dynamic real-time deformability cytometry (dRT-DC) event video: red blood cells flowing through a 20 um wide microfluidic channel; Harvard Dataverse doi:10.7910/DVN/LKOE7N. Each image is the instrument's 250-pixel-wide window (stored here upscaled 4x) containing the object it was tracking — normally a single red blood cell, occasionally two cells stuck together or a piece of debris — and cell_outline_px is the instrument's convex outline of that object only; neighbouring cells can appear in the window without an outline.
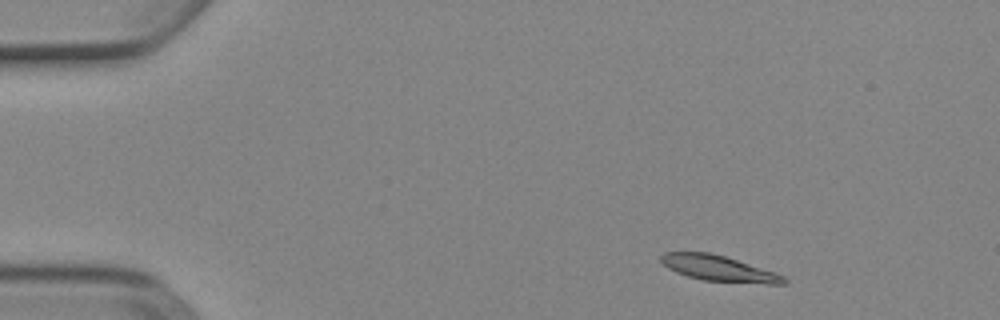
{"species": "Egyptian fruit bat (a non-hibernating species)", "species_latin": "Rousettus aegyptiacus", "temperature_condition": "cold", "stored_images_in_passage": 6, "camera_frame_rate_fps": 3000, "um_per_image_px": 0.085, "animal": {"sex": "female"}, "frame": {"image": 1, "passage_image": 1, "time_ms": 0.0, "image_size_px": [1000, 320], "cell_outline_px": [[788, 284], [764, 284], [704, 280], [688, 276], [676, 272], [668, 268], [660, 260], [660, 256], [664, 252], [708, 252], [724, 256], [776, 272], [784, 276], [788, 280]], "centroid_in_image_um": [61.13, 22.82], "position_along_channel_um": 23.9, "area_um2": 18.38}}
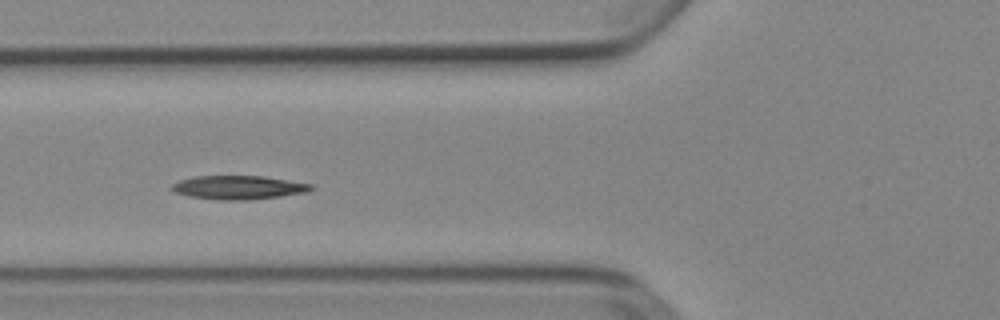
{"frame": {"image": 2, "passage_image": 5, "time_ms": 1.333, "image_size_px": [1000, 320], "cell_outline_px": [[316, 188], [308, 192], [280, 196], [248, 200], [220, 200], [188, 196], [176, 192], [168, 188], [172, 184], [180, 180], [192, 176], [264, 176], [312, 184]], "centroid_in_image_um": [20.27, 15.93], "position_along_channel_um": 105.5, "area_um2": 19.36}}
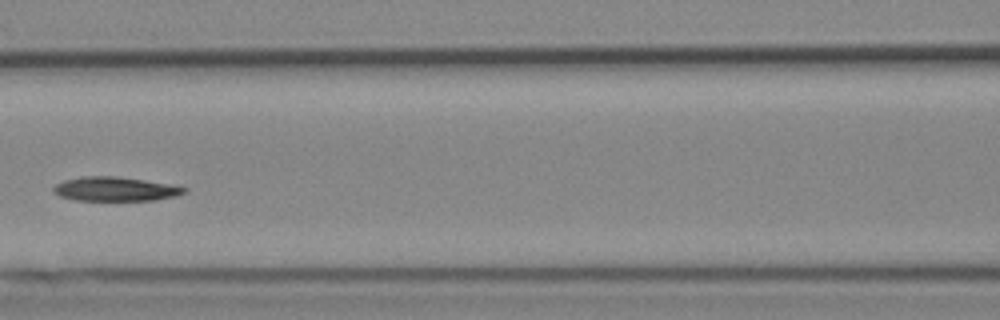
{"frame": {"image": 3, "passage_image": 6, "time_ms": 1.667, "image_size_px": [1000, 320], "cell_outline_px": [[188, 192], [176, 196], [152, 200], [76, 200], [60, 196], [52, 192], [52, 188], [56, 184], [64, 180], [84, 176], [116, 176], [172, 184], [188, 188]], "centroid_in_image_um": [9.81, 16.06], "position_along_channel_um": 156.8, "area_um2": 18.44}}